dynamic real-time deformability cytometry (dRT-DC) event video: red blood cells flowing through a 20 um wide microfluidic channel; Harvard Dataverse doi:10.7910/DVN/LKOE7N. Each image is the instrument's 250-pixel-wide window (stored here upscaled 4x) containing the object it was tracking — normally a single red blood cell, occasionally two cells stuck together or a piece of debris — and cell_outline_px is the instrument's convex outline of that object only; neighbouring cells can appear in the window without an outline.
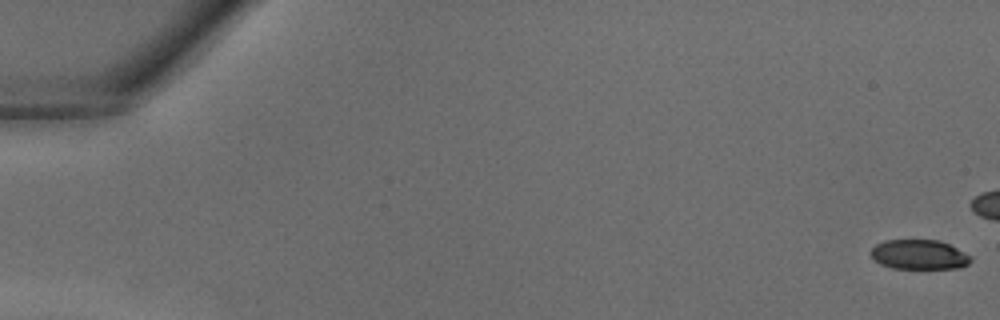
{"species": "common noctule bat (a hibernating species)", "species_latin": "Nyctalus noctula", "temperature_condition": "warm", "stored_images_in_passage": 35, "camera_frame_rate_fps": 3000, "um_per_image_px": 0.085, "animal": {"sex": "male", "body_mass_g": 18.8}, "frame": {"image": 1, "passage_image": 1, "time_ms": 0.0, "image_size_px": [1000, 320], "cell_outline_px": [[972, 260], [968, 264], [960, 268], [892, 268], [880, 264], [868, 252], [876, 244], [884, 240], [940, 240], [972, 256]], "centroid_in_image_um": [78.12, 21.63], "position_along_channel_um": 6.9, "area_um2": 17.28}}